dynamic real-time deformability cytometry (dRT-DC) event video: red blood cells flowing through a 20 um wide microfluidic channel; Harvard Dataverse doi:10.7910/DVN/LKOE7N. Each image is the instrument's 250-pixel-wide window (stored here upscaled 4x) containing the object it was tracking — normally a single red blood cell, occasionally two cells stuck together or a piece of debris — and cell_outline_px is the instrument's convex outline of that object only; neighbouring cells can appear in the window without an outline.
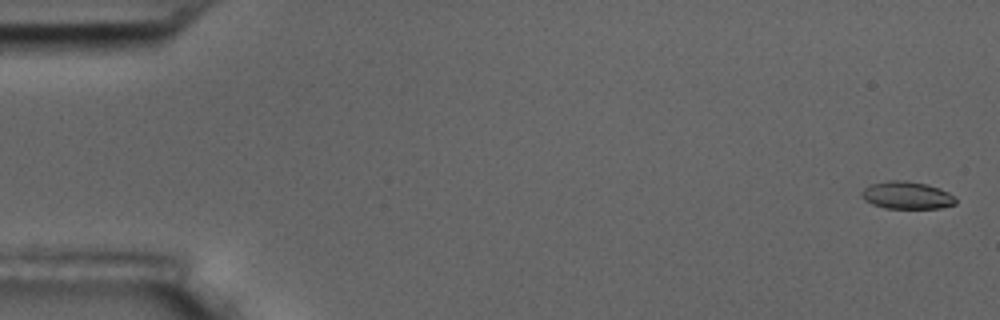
{"species": "common noctule bat (a hibernating species)", "species_latin": "Nyctalus noctula", "temperature_condition": "room temperature", "stored_images_in_passage": 6, "camera_frame_rate_fps": 3000, "um_per_image_px": 0.085, "animal": {"sex": "male", "body_mass_g": 17.5, "forearm_length_mm": 52.3}, "frame": {"image": 1, "passage_image": 1, "time_ms": 0.0, "image_size_px": [1000, 320], "cell_outline_px": [[956, 204], [940, 208], [884, 208], [872, 204], [864, 200], [860, 196], [860, 192], [868, 184], [888, 180], [908, 180], [940, 188], [948, 192], [956, 200]], "centroid_in_image_um": [77.02, 16.59], "position_along_channel_um": 8.0, "area_um2": 15.2}}
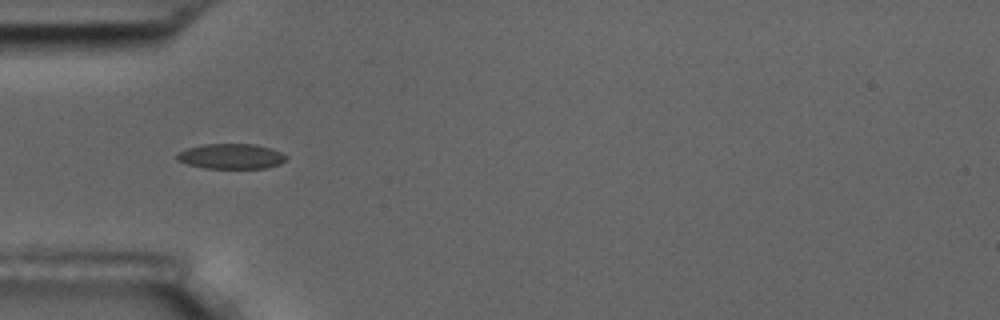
{"frame": {"image": 2, "passage_image": 5, "time_ms": 5.667, "image_size_px": [1000, 320], "cell_outline_px": [[288, 160], [280, 164], [264, 168], [204, 168], [188, 164], [176, 160], [176, 156], [180, 152], [188, 148], [204, 144], [252, 144], [272, 148], [288, 156]], "centroid_in_image_um": [19.68, 13.29], "position_along_channel_um": 65.3, "area_um2": 16.01}}